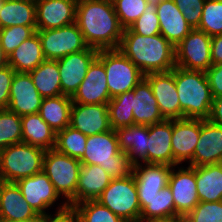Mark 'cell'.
<instances>
[{
	"label": "cell",
	"mask_w": 222,
	"mask_h": 222,
	"mask_svg": "<svg viewBox=\"0 0 222 222\" xmlns=\"http://www.w3.org/2000/svg\"><path fill=\"white\" fill-rule=\"evenodd\" d=\"M115 13L120 25L125 29L135 22L145 11L147 0H113Z\"/></svg>",
	"instance_id": "cell-41"
},
{
	"label": "cell",
	"mask_w": 222,
	"mask_h": 222,
	"mask_svg": "<svg viewBox=\"0 0 222 222\" xmlns=\"http://www.w3.org/2000/svg\"><path fill=\"white\" fill-rule=\"evenodd\" d=\"M186 217L190 222H222V201L199 202Z\"/></svg>",
	"instance_id": "cell-43"
},
{
	"label": "cell",
	"mask_w": 222,
	"mask_h": 222,
	"mask_svg": "<svg viewBox=\"0 0 222 222\" xmlns=\"http://www.w3.org/2000/svg\"><path fill=\"white\" fill-rule=\"evenodd\" d=\"M208 120L222 127V96L213 98L211 113Z\"/></svg>",
	"instance_id": "cell-49"
},
{
	"label": "cell",
	"mask_w": 222,
	"mask_h": 222,
	"mask_svg": "<svg viewBox=\"0 0 222 222\" xmlns=\"http://www.w3.org/2000/svg\"><path fill=\"white\" fill-rule=\"evenodd\" d=\"M160 34L172 45L179 44L193 29L173 0H163L156 5Z\"/></svg>",
	"instance_id": "cell-24"
},
{
	"label": "cell",
	"mask_w": 222,
	"mask_h": 222,
	"mask_svg": "<svg viewBox=\"0 0 222 222\" xmlns=\"http://www.w3.org/2000/svg\"><path fill=\"white\" fill-rule=\"evenodd\" d=\"M69 126L86 136L111 130L107 105L73 103Z\"/></svg>",
	"instance_id": "cell-19"
},
{
	"label": "cell",
	"mask_w": 222,
	"mask_h": 222,
	"mask_svg": "<svg viewBox=\"0 0 222 222\" xmlns=\"http://www.w3.org/2000/svg\"><path fill=\"white\" fill-rule=\"evenodd\" d=\"M115 132L120 151L126 153L134 165L139 164L140 161L147 163L149 125L135 124L118 128Z\"/></svg>",
	"instance_id": "cell-27"
},
{
	"label": "cell",
	"mask_w": 222,
	"mask_h": 222,
	"mask_svg": "<svg viewBox=\"0 0 222 222\" xmlns=\"http://www.w3.org/2000/svg\"><path fill=\"white\" fill-rule=\"evenodd\" d=\"M168 185L174 199L175 216L188 215L200 202L196 186V167H180L177 171L172 166Z\"/></svg>",
	"instance_id": "cell-12"
},
{
	"label": "cell",
	"mask_w": 222,
	"mask_h": 222,
	"mask_svg": "<svg viewBox=\"0 0 222 222\" xmlns=\"http://www.w3.org/2000/svg\"><path fill=\"white\" fill-rule=\"evenodd\" d=\"M81 164L100 165L112 179L133 175L134 164L119 149L115 130L89 135Z\"/></svg>",
	"instance_id": "cell-4"
},
{
	"label": "cell",
	"mask_w": 222,
	"mask_h": 222,
	"mask_svg": "<svg viewBox=\"0 0 222 222\" xmlns=\"http://www.w3.org/2000/svg\"><path fill=\"white\" fill-rule=\"evenodd\" d=\"M174 80L179 95L180 119H208L213 97L205 72L176 66Z\"/></svg>",
	"instance_id": "cell-3"
},
{
	"label": "cell",
	"mask_w": 222,
	"mask_h": 222,
	"mask_svg": "<svg viewBox=\"0 0 222 222\" xmlns=\"http://www.w3.org/2000/svg\"><path fill=\"white\" fill-rule=\"evenodd\" d=\"M73 103L80 104H108L111 100L107 74L104 64L96 58L89 66L85 79L81 82L78 90L71 97Z\"/></svg>",
	"instance_id": "cell-13"
},
{
	"label": "cell",
	"mask_w": 222,
	"mask_h": 222,
	"mask_svg": "<svg viewBox=\"0 0 222 222\" xmlns=\"http://www.w3.org/2000/svg\"><path fill=\"white\" fill-rule=\"evenodd\" d=\"M22 142L45 151L55 149L57 133L41 118L39 113L21 116Z\"/></svg>",
	"instance_id": "cell-28"
},
{
	"label": "cell",
	"mask_w": 222,
	"mask_h": 222,
	"mask_svg": "<svg viewBox=\"0 0 222 222\" xmlns=\"http://www.w3.org/2000/svg\"><path fill=\"white\" fill-rule=\"evenodd\" d=\"M176 222H190L186 216H181Z\"/></svg>",
	"instance_id": "cell-54"
},
{
	"label": "cell",
	"mask_w": 222,
	"mask_h": 222,
	"mask_svg": "<svg viewBox=\"0 0 222 222\" xmlns=\"http://www.w3.org/2000/svg\"><path fill=\"white\" fill-rule=\"evenodd\" d=\"M178 9L183 13L187 23L193 28H198L201 20L205 0H173Z\"/></svg>",
	"instance_id": "cell-44"
},
{
	"label": "cell",
	"mask_w": 222,
	"mask_h": 222,
	"mask_svg": "<svg viewBox=\"0 0 222 222\" xmlns=\"http://www.w3.org/2000/svg\"><path fill=\"white\" fill-rule=\"evenodd\" d=\"M110 125L113 130L134 124L133 110H131V91L121 93L107 104Z\"/></svg>",
	"instance_id": "cell-35"
},
{
	"label": "cell",
	"mask_w": 222,
	"mask_h": 222,
	"mask_svg": "<svg viewBox=\"0 0 222 222\" xmlns=\"http://www.w3.org/2000/svg\"><path fill=\"white\" fill-rule=\"evenodd\" d=\"M172 132L173 120H164L160 123L149 125L147 163L173 166Z\"/></svg>",
	"instance_id": "cell-26"
},
{
	"label": "cell",
	"mask_w": 222,
	"mask_h": 222,
	"mask_svg": "<svg viewBox=\"0 0 222 222\" xmlns=\"http://www.w3.org/2000/svg\"><path fill=\"white\" fill-rule=\"evenodd\" d=\"M36 32L47 60H58L88 47L76 22L60 28L36 30Z\"/></svg>",
	"instance_id": "cell-9"
},
{
	"label": "cell",
	"mask_w": 222,
	"mask_h": 222,
	"mask_svg": "<svg viewBox=\"0 0 222 222\" xmlns=\"http://www.w3.org/2000/svg\"><path fill=\"white\" fill-rule=\"evenodd\" d=\"M131 110L134 124L152 125L165 120L159 111L152 88L145 78L131 91Z\"/></svg>",
	"instance_id": "cell-25"
},
{
	"label": "cell",
	"mask_w": 222,
	"mask_h": 222,
	"mask_svg": "<svg viewBox=\"0 0 222 222\" xmlns=\"http://www.w3.org/2000/svg\"><path fill=\"white\" fill-rule=\"evenodd\" d=\"M129 29L143 36L160 34L156 5L148 3L144 13L129 26Z\"/></svg>",
	"instance_id": "cell-42"
},
{
	"label": "cell",
	"mask_w": 222,
	"mask_h": 222,
	"mask_svg": "<svg viewBox=\"0 0 222 222\" xmlns=\"http://www.w3.org/2000/svg\"><path fill=\"white\" fill-rule=\"evenodd\" d=\"M73 209L78 214L79 222H125L97 200L81 202L76 204Z\"/></svg>",
	"instance_id": "cell-38"
},
{
	"label": "cell",
	"mask_w": 222,
	"mask_h": 222,
	"mask_svg": "<svg viewBox=\"0 0 222 222\" xmlns=\"http://www.w3.org/2000/svg\"><path fill=\"white\" fill-rule=\"evenodd\" d=\"M97 54L98 50L87 47L57 60L63 95L72 97L75 94Z\"/></svg>",
	"instance_id": "cell-11"
},
{
	"label": "cell",
	"mask_w": 222,
	"mask_h": 222,
	"mask_svg": "<svg viewBox=\"0 0 222 222\" xmlns=\"http://www.w3.org/2000/svg\"><path fill=\"white\" fill-rule=\"evenodd\" d=\"M118 49L144 75L167 72L176 67L175 46L161 34L143 36L125 28Z\"/></svg>",
	"instance_id": "cell-2"
},
{
	"label": "cell",
	"mask_w": 222,
	"mask_h": 222,
	"mask_svg": "<svg viewBox=\"0 0 222 222\" xmlns=\"http://www.w3.org/2000/svg\"><path fill=\"white\" fill-rule=\"evenodd\" d=\"M97 58L104 64L110 97L132 91L144 74L119 49L99 50Z\"/></svg>",
	"instance_id": "cell-6"
},
{
	"label": "cell",
	"mask_w": 222,
	"mask_h": 222,
	"mask_svg": "<svg viewBox=\"0 0 222 222\" xmlns=\"http://www.w3.org/2000/svg\"><path fill=\"white\" fill-rule=\"evenodd\" d=\"M222 161V127L201 119V133L189 166L219 164Z\"/></svg>",
	"instance_id": "cell-20"
},
{
	"label": "cell",
	"mask_w": 222,
	"mask_h": 222,
	"mask_svg": "<svg viewBox=\"0 0 222 222\" xmlns=\"http://www.w3.org/2000/svg\"><path fill=\"white\" fill-rule=\"evenodd\" d=\"M78 0H35L37 30L56 29L76 22Z\"/></svg>",
	"instance_id": "cell-17"
},
{
	"label": "cell",
	"mask_w": 222,
	"mask_h": 222,
	"mask_svg": "<svg viewBox=\"0 0 222 222\" xmlns=\"http://www.w3.org/2000/svg\"><path fill=\"white\" fill-rule=\"evenodd\" d=\"M172 166L167 164L142 163L134 165L133 176L139 199H151L166 187Z\"/></svg>",
	"instance_id": "cell-21"
},
{
	"label": "cell",
	"mask_w": 222,
	"mask_h": 222,
	"mask_svg": "<svg viewBox=\"0 0 222 222\" xmlns=\"http://www.w3.org/2000/svg\"><path fill=\"white\" fill-rule=\"evenodd\" d=\"M72 98L67 95L43 98L39 114L41 118L57 133L70 124Z\"/></svg>",
	"instance_id": "cell-32"
},
{
	"label": "cell",
	"mask_w": 222,
	"mask_h": 222,
	"mask_svg": "<svg viewBox=\"0 0 222 222\" xmlns=\"http://www.w3.org/2000/svg\"><path fill=\"white\" fill-rule=\"evenodd\" d=\"M57 208L58 212L55 213L54 217L51 214L46 215V222H79L77 212L72 207H69L66 202Z\"/></svg>",
	"instance_id": "cell-47"
},
{
	"label": "cell",
	"mask_w": 222,
	"mask_h": 222,
	"mask_svg": "<svg viewBox=\"0 0 222 222\" xmlns=\"http://www.w3.org/2000/svg\"><path fill=\"white\" fill-rule=\"evenodd\" d=\"M206 77L213 98L222 96V63L212 65L206 72Z\"/></svg>",
	"instance_id": "cell-46"
},
{
	"label": "cell",
	"mask_w": 222,
	"mask_h": 222,
	"mask_svg": "<svg viewBox=\"0 0 222 222\" xmlns=\"http://www.w3.org/2000/svg\"><path fill=\"white\" fill-rule=\"evenodd\" d=\"M8 56L5 54L3 47L0 43V68L8 66Z\"/></svg>",
	"instance_id": "cell-51"
},
{
	"label": "cell",
	"mask_w": 222,
	"mask_h": 222,
	"mask_svg": "<svg viewBox=\"0 0 222 222\" xmlns=\"http://www.w3.org/2000/svg\"><path fill=\"white\" fill-rule=\"evenodd\" d=\"M196 186L200 202L222 201V164L196 167Z\"/></svg>",
	"instance_id": "cell-30"
},
{
	"label": "cell",
	"mask_w": 222,
	"mask_h": 222,
	"mask_svg": "<svg viewBox=\"0 0 222 222\" xmlns=\"http://www.w3.org/2000/svg\"><path fill=\"white\" fill-rule=\"evenodd\" d=\"M15 25L36 26L35 0H4L0 10V28Z\"/></svg>",
	"instance_id": "cell-31"
},
{
	"label": "cell",
	"mask_w": 222,
	"mask_h": 222,
	"mask_svg": "<svg viewBox=\"0 0 222 222\" xmlns=\"http://www.w3.org/2000/svg\"><path fill=\"white\" fill-rule=\"evenodd\" d=\"M163 0H147L148 3L150 4H154V5H158L160 2H162Z\"/></svg>",
	"instance_id": "cell-53"
},
{
	"label": "cell",
	"mask_w": 222,
	"mask_h": 222,
	"mask_svg": "<svg viewBox=\"0 0 222 222\" xmlns=\"http://www.w3.org/2000/svg\"><path fill=\"white\" fill-rule=\"evenodd\" d=\"M21 142V116L9 109H0V150Z\"/></svg>",
	"instance_id": "cell-37"
},
{
	"label": "cell",
	"mask_w": 222,
	"mask_h": 222,
	"mask_svg": "<svg viewBox=\"0 0 222 222\" xmlns=\"http://www.w3.org/2000/svg\"><path fill=\"white\" fill-rule=\"evenodd\" d=\"M140 221L175 216V204L169 185L161 189L151 199H139Z\"/></svg>",
	"instance_id": "cell-34"
},
{
	"label": "cell",
	"mask_w": 222,
	"mask_h": 222,
	"mask_svg": "<svg viewBox=\"0 0 222 222\" xmlns=\"http://www.w3.org/2000/svg\"><path fill=\"white\" fill-rule=\"evenodd\" d=\"M24 199L38 215H48L46 209L60 197L44 171L16 182Z\"/></svg>",
	"instance_id": "cell-16"
},
{
	"label": "cell",
	"mask_w": 222,
	"mask_h": 222,
	"mask_svg": "<svg viewBox=\"0 0 222 222\" xmlns=\"http://www.w3.org/2000/svg\"><path fill=\"white\" fill-rule=\"evenodd\" d=\"M18 222H46V215H38L34 219L28 221H18Z\"/></svg>",
	"instance_id": "cell-52"
},
{
	"label": "cell",
	"mask_w": 222,
	"mask_h": 222,
	"mask_svg": "<svg viewBox=\"0 0 222 222\" xmlns=\"http://www.w3.org/2000/svg\"><path fill=\"white\" fill-rule=\"evenodd\" d=\"M144 78L152 88L163 118L165 120L180 119V103L174 80V68L167 72L150 73Z\"/></svg>",
	"instance_id": "cell-14"
},
{
	"label": "cell",
	"mask_w": 222,
	"mask_h": 222,
	"mask_svg": "<svg viewBox=\"0 0 222 222\" xmlns=\"http://www.w3.org/2000/svg\"><path fill=\"white\" fill-rule=\"evenodd\" d=\"M45 150L21 142L0 150V181L18 180L43 171Z\"/></svg>",
	"instance_id": "cell-5"
},
{
	"label": "cell",
	"mask_w": 222,
	"mask_h": 222,
	"mask_svg": "<svg viewBox=\"0 0 222 222\" xmlns=\"http://www.w3.org/2000/svg\"><path fill=\"white\" fill-rule=\"evenodd\" d=\"M201 133V119L181 118L173 120L171 146L173 153V167L183 161L193 159L195 147Z\"/></svg>",
	"instance_id": "cell-15"
},
{
	"label": "cell",
	"mask_w": 222,
	"mask_h": 222,
	"mask_svg": "<svg viewBox=\"0 0 222 222\" xmlns=\"http://www.w3.org/2000/svg\"><path fill=\"white\" fill-rule=\"evenodd\" d=\"M37 216L16 183L0 181V219L3 222L28 221Z\"/></svg>",
	"instance_id": "cell-22"
},
{
	"label": "cell",
	"mask_w": 222,
	"mask_h": 222,
	"mask_svg": "<svg viewBox=\"0 0 222 222\" xmlns=\"http://www.w3.org/2000/svg\"><path fill=\"white\" fill-rule=\"evenodd\" d=\"M125 222H139L141 208L134 176L112 179L96 199Z\"/></svg>",
	"instance_id": "cell-7"
},
{
	"label": "cell",
	"mask_w": 222,
	"mask_h": 222,
	"mask_svg": "<svg viewBox=\"0 0 222 222\" xmlns=\"http://www.w3.org/2000/svg\"><path fill=\"white\" fill-rule=\"evenodd\" d=\"M111 180L112 178L100 165L81 164L76 194L68 206L73 208L81 202L96 200Z\"/></svg>",
	"instance_id": "cell-23"
},
{
	"label": "cell",
	"mask_w": 222,
	"mask_h": 222,
	"mask_svg": "<svg viewBox=\"0 0 222 222\" xmlns=\"http://www.w3.org/2000/svg\"><path fill=\"white\" fill-rule=\"evenodd\" d=\"M15 71L8 65L0 68V109H8L11 83Z\"/></svg>",
	"instance_id": "cell-45"
},
{
	"label": "cell",
	"mask_w": 222,
	"mask_h": 222,
	"mask_svg": "<svg viewBox=\"0 0 222 222\" xmlns=\"http://www.w3.org/2000/svg\"><path fill=\"white\" fill-rule=\"evenodd\" d=\"M28 73L43 98L63 95L57 60L45 59L36 69Z\"/></svg>",
	"instance_id": "cell-33"
},
{
	"label": "cell",
	"mask_w": 222,
	"mask_h": 222,
	"mask_svg": "<svg viewBox=\"0 0 222 222\" xmlns=\"http://www.w3.org/2000/svg\"><path fill=\"white\" fill-rule=\"evenodd\" d=\"M211 60L212 65L222 63V34L211 38Z\"/></svg>",
	"instance_id": "cell-48"
},
{
	"label": "cell",
	"mask_w": 222,
	"mask_h": 222,
	"mask_svg": "<svg viewBox=\"0 0 222 222\" xmlns=\"http://www.w3.org/2000/svg\"><path fill=\"white\" fill-rule=\"evenodd\" d=\"M87 137L71 126L57 132L55 149L80 160L85 152Z\"/></svg>",
	"instance_id": "cell-36"
},
{
	"label": "cell",
	"mask_w": 222,
	"mask_h": 222,
	"mask_svg": "<svg viewBox=\"0 0 222 222\" xmlns=\"http://www.w3.org/2000/svg\"><path fill=\"white\" fill-rule=\"evenodd\" d=\"M181 216H170L164 218H154V219H147L145 221L139 222H176Z\"/></svg>",
	"instance_id": "cell-50"
},
{
	"label": "cell",
	"mask_w": 222,
	"mask_h": 222,
	"mask_svg": "<svg viewBox=\"0 0 222 222\" xmlns=\"http://www.w3.org/2000/svg\"><path fill=\"white\" fill-rule=\"evenodd\" d=\"M43 97L29 73L15 72L11 83L8 109L19 116L39 113Z\"/></svg>",
	"instance_id": "cell-18"
},
{
	"label": "cell",
	"mask_w": 222,
	"mask_h": 222,
	"mask_svg": "<svg viewBox=\"0 0 222 222\" xmlns=\"http://www.w3.org/2000/svg\"><path fill=\"white\" fill-rule=\"evenodd\" d=\"M211 38L197 28L175 46V65L187 70L206 72L212 66Z\"/></svg>",
	"instance_id": "cell-10"
},
{
	"label": "cell",
	"mask_w": 222,
	"mask_h": 222,
	"mask_svg": "<svg viewBox=\"0 0 222 222\" xmlns=\"http://www.w3.org/2000/svg\"><path fill=\"white\" fill-rule=\"evenodd\" d=\"M80 167V160L74 157L62 154L56 149L45 151L43 171L59 196L67 199V204L75 197Z\"/></svg>",
	"instance_id": "cell-8"
},
{
	"label": "cell",
	"mask_w": 222,
	"mask_h": 222,
	"mask_svg": "<svg viewBox=\"0 0 222 222\" xmlns=\"http://www.w3.org/2000/svg\"><path fill=\"white\" fill-rule=\"evenodd\" d=\"M44 60L42 44L37 32L24 40L8 56V64L15 72L28 73L36 69Z\"/></svg>",
	"instance_id": "cell-29"
},
{
	"label": "cell",
	"mask_w": 222,
	"mask_h": 222,
	"mask_svg": "<svg viewBox=\"0 0 222 222\" xmlns=\"http://www.w3.org/2000/svg\"><path fill=\"white\" fill-rule=\"evenodd\" d=\"M197 29L210 37L222 34V0H205Z\"/></svg>",
	"instance_id": "cell-39"
},
{
	"label": "cell",
	"mask_w": 222,
	"mask_h": 222,
	"mask_svg": "<svg viewBox=\"0 0 222 222\" xmlns=\"http://www.w3.org/2000/svg\"><path fill=\"white\" fill-rule=\"evenodd\" d=\"M76 23L85 43L96 50L118 49L124 28L110 0H78Z\"/></svg>",
	"instance_id": "cell-1"
},
{
	"label": "cell",
	"mask_w": 222,
	"mask_h": 222,
	"mask_svg": "<svg viewBox=\"0 0 222 222\" xmlns=\"http://www.w3.org/2000/svg\"><path fill=\"white\" fill-rule=\"evenodd\" d=\"M4 0H0V10L2 8V3H3Z\"/></svg>",
	"instance_id": "cell-55"
},
{
	"label": "cell",
	"mask_w": 222,
	"mask_h": 222,
	"mask_svg": "<svg viewBox=\"0 0 222 222\" xmlns=\"http://www.w3.org/2000/svg\"><path fill=\"white\" fill-rule=\"evenodd\" d=\"M37 26L15 25L0 28V43L7 56H9L24 40L36 33Z\"/></svg>",
	"instance_id": "cell-40"
}]
</instances>
